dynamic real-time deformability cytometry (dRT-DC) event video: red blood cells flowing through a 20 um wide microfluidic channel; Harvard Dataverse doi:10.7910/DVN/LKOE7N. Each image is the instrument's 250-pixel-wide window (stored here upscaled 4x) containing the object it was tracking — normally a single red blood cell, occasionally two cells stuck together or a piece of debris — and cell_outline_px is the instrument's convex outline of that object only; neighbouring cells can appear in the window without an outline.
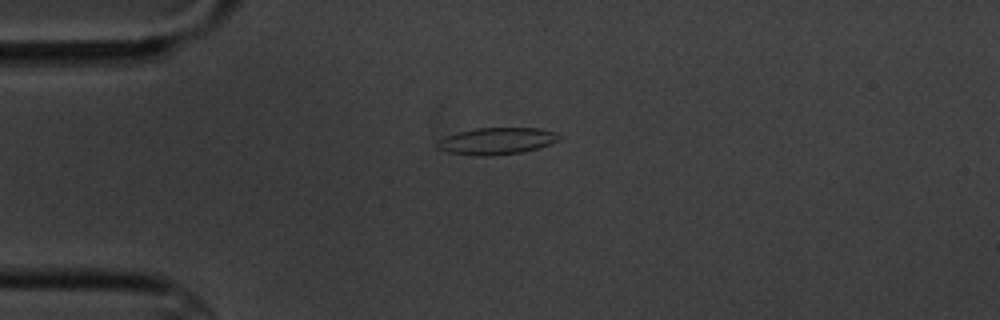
{"species": "common noctule bat (a hibernating species)", "species_latin": "Nyctalus noctula", "temperature_condition": "cold", "stored_images_in_passage": 9, "camera_frame_rate_fps": 3000, "um_per_image_px": 0.085, "animal": {"sex": "male", "body_mass_g": 20.1, "forearm_length_mm": 53.5}, "frame": {"image": 1, "passage_image": 1, "time_ms": 0.0, "image_size_px": [1000, 320], "cell_outline_px": [[560, 140], [524, 152], [484, 156], [480, 156], [448, 152], [436, 148], [436, 140], [444, 136], [476, 128], [540, 128], [556, 132], [560, 136]], "centroid_in_image_um": [42.19, 11.98], "position_along_channel_um": 42.8, "area_um2": 19.02}}
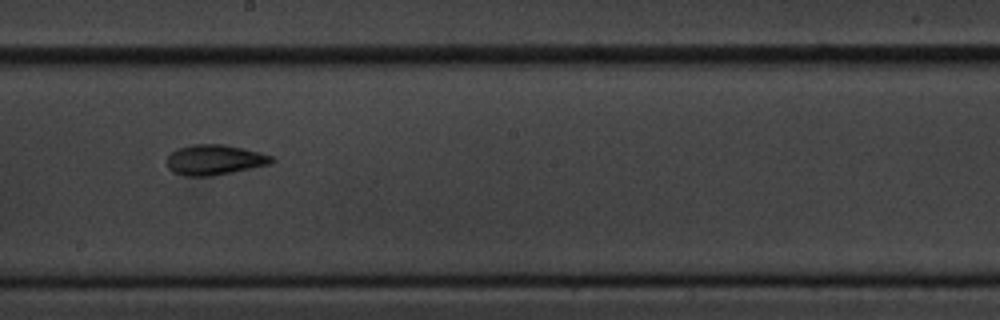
{"frame": {"image": 2, "passage_image": 6, "time_ms": 6.0, "image_size_px": [1000, 320], "cell_outline_px": [[276, 160], [272, 164], [212, 176], [188, 176], [172, 172], [168, 168], [168, 156], [176, 148], [192, 144], [224, 144], [244, 148], [260, 152], [272, 156]], "centroid_in_image_um": [18.27, 13.58], "position_along_channel_um": 229.9, "area_um2": 18.61}}
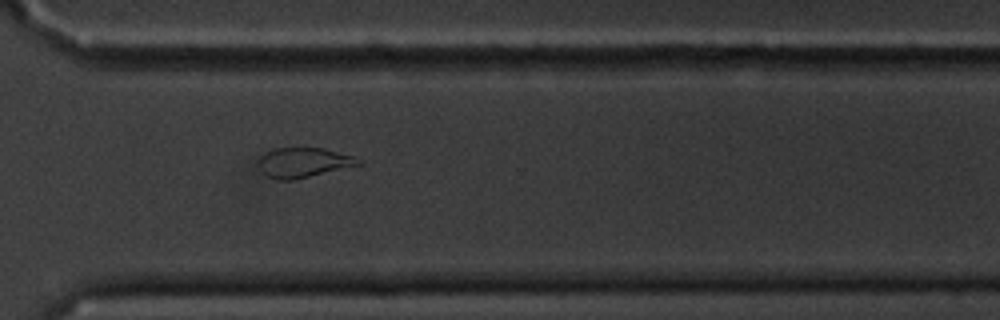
{"frame": {"image": 3, "passage_image": 9, "time_ms": 9.333, "image_size_px": [1000, 320], "cell_outline_px": [[364, 164], [292, 180], [276, 180], [268, 176], [260, 168], [260, 156], [276, 148], [324, 148], [352, 156], [364, 160]], "centroid_in_image_um": [25.86, 13.82], "position_along_channel_um": 344.7, "area_um2": 17.17}}